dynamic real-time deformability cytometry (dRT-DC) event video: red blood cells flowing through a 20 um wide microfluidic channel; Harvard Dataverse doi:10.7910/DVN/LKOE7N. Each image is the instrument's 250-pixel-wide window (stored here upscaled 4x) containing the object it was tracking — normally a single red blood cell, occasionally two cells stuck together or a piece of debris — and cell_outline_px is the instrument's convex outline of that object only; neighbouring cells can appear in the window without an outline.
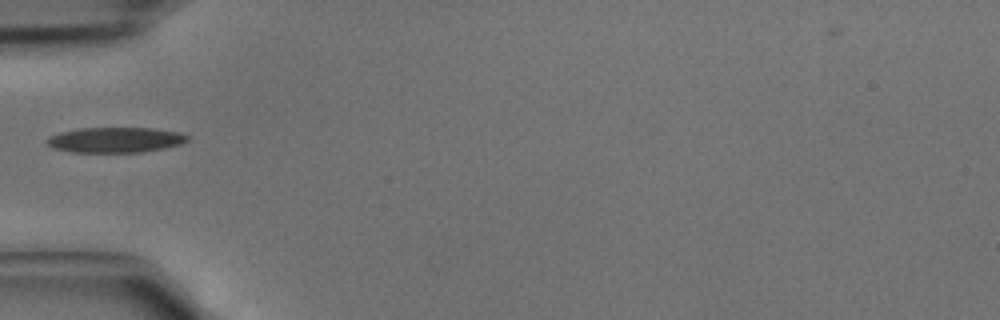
{"species": "common noctule bat (a hibernating species)", "species_latin": "Nyctalus noctula", "temperature_condition": "cold", "stored_images_in_passage": 1, "camera_frame_rate_fps": 3000, "um_per_image_px": 0.085, "animal": {"sex": "male", "body_mass_g": 15.6}, "frame": {"image": 1, "passage_image": 1, "time_ms": 0.0, "image_size_px": [1000, 320], "cell_outline_px": [[192, 136], [188, 140], [180, 144], [164, 148], [140, 152], [72, 152], [52, 148], [44, 140], [48, 136], [60, 132], [80, 128], [152, 128], [180, 132]], "centroid_in_image_um": [9.8, 11.88], "position_along_channel_um": 75.2, "area_um2": 20.87}}